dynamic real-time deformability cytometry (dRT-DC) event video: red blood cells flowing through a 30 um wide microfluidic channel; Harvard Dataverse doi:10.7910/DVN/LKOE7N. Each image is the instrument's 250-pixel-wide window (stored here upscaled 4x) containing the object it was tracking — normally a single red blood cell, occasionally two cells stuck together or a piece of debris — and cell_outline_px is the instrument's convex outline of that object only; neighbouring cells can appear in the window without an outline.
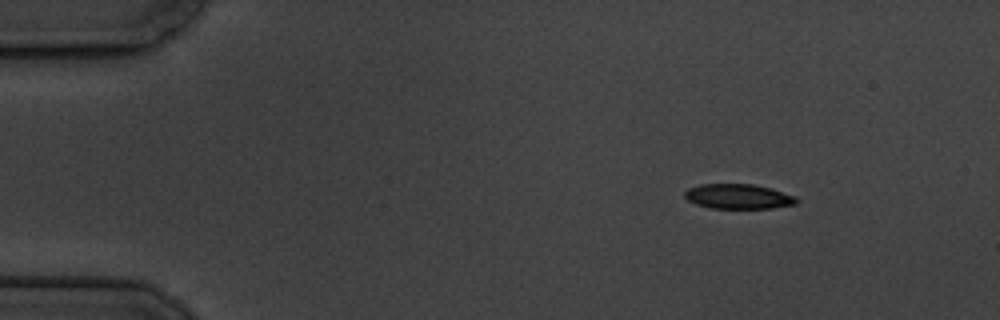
{"species": "common noctule bat (a hibernating species)", "species_latin": "Nyctalus noctula", "temperature_condition": "cold", "stored_images_in_passage": 5, "camera_frame_rate_fps": 3000, "um_per_image_px": 0.085, "animal": {"sex": "male", "body_mass_g": 19.5, "forearm_length_mm": 54.6}, "frame": {"image": 1, "passage_image": 2, "time_ms": 1.0, "image_size_px": [1000, 320], "cell_outline_px": [[800, 200], [796, 204], [772, 208], [708, 208], [696, 204], [688, 200], [684, 196], [684, 192], [688, 188], [700, 184], [752, 184], [772, 188], [796, 196]], "centroid_in_image_um": [62.78, 16.7], "position_along_channel_um": 22.2, "area_um2": 16.36}}
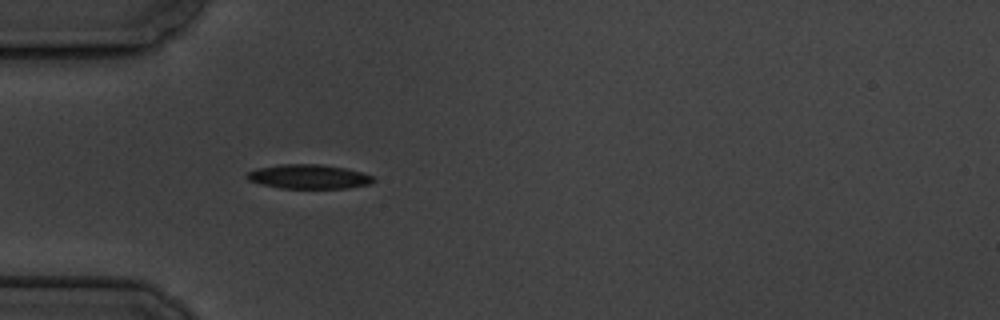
{"frame": {"image": 2, "passage_image": 5, "time_ms": 4.333, "image_size_px": [1000, 320], "cell_outline_px": [[376, 180], [368, 184], [348, 188], [280, 188], [248, 180], [244, 176], [248, 172], [256, 168], [280, 164], [320, 164], [344, 168], [360, 172], [372, 176]], "centroid_in_image_um": [26.21, 15.01], "position_along_channel_um": 58.8, "area_um2": 17.74}}